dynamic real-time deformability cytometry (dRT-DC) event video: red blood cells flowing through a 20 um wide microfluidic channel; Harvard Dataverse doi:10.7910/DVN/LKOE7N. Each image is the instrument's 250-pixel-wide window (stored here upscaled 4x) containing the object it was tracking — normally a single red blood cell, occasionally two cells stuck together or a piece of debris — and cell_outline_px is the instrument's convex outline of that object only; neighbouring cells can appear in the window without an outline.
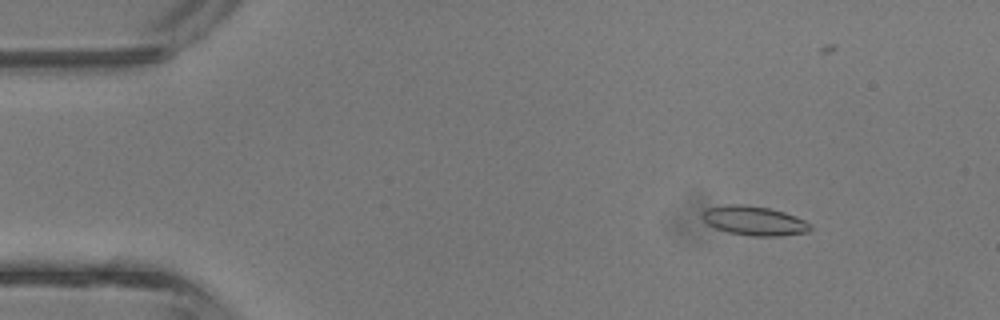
{"species": "common noctule bat (a hibernating species)", "species_latin": "Nyctalus noctula", "temperature_condition": "room temperature", "stored_images_in_passage": 44, "camera_frame_rate_fps": 3000, "um_per_image_px": 0.085, "animal": {"sex": "male", "body_mass_g": 13.3}, "frame": {"image": 1, "passage_image": 6, "time_ms": 1.667, "image_size_px": [1000, 320], "cell_outline_px": [[812, 228], [808, 232], [780, 236], [748, 236], [728, 232], [716, 228], [708, 224], [700, 216], [708, 208], [724, 204], [744, 204], [768, 208], [784, 212], [796, 216], [812, 224]], "centroid_in_image_um": [64.12, 18.76], "position_along_channel_um": 20.9, "area_um2": 18.55}}
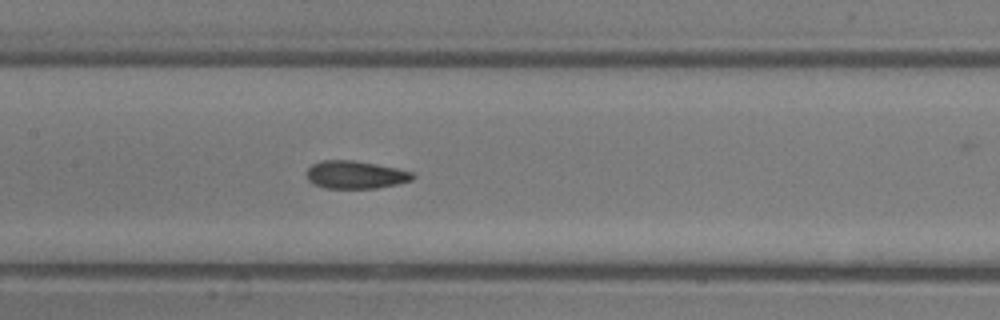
{"frame": {"image": 2, "passage_image": 21, "time_ms": 6.667, "image_size_px": [1000, 320], "cell_outline_px": [[416, 176], [412, 180], [396, 184], [376, 188], [324, 188], [312, 184], [308, 180], [304, 172], [312, 164], [320, 160], [352, 160], [376, 164], [396, 168], [412, 172]], "centroid_in_image_um": [30.16, 14.85], "position_along_channel_um": 177.2, "area_um2": 17.34}}
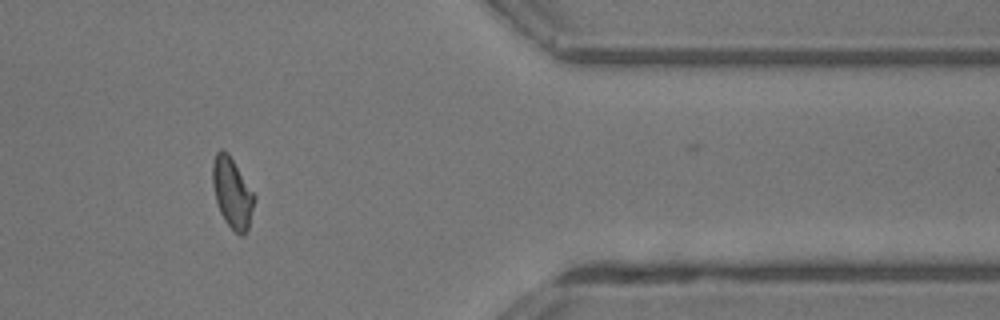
{"frame": {"image": 3, "passage_image": 36, "time_ms": 11.667, "image_size_px": [1000, 320], "cell_outline_px": [[256, 200], [248, 228], [244, 236], [240, 236], [224, 220], [220, 212], [216, 200], [212, 184], [212, 164], [216, 152], [220, 148], [224, 148], [228, 152], [256, 196]], "centroid_in_image_um": [19.74, 16.37], "position_along_channel_um": 391.7, "area_um2": 17.28}, "authors_computed_cell_mechanics": {"area_um2": 17.1955, "velocity_mm_per_s": 4.7951, "shape_relaxation_time_tau1_ms": null, "shape_relaxation_time_tau2_ms": 1.5807, "deformation_change_tau1": null, "deformation_change_tau2": 0.0735}}